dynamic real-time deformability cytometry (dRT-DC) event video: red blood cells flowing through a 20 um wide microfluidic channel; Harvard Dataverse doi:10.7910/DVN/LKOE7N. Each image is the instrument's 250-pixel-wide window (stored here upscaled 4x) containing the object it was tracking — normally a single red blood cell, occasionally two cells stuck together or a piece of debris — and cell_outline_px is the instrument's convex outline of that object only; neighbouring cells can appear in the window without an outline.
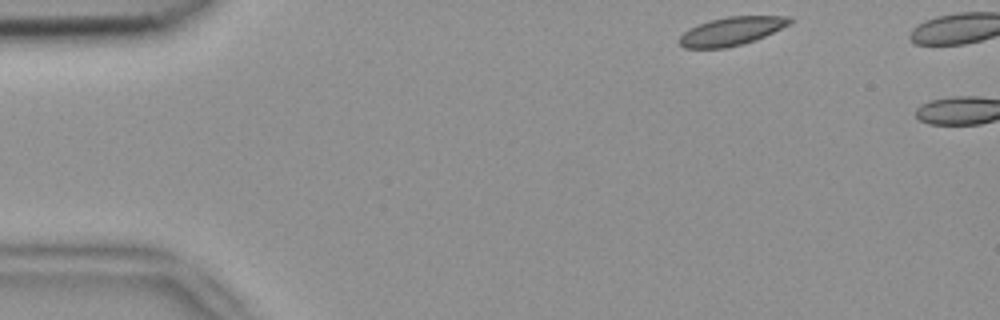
{"species": "common noctule bat (a hibernating species)", "species_latin": "Nyctalus noctula", "temperature_condition": "room temperature", "stored_images_in_passage": 2, "camera_frame_rate_fps": 3000, "um_per_image_px": 0.085, "animal": {"sex": "female", "body_mass_g": 18.4}, "frame": {"image": 1, "passage_image": 1, "time_ms": 0.0, "image_size_px": [1000, 320], "cell_outline_px": [[792, 24], [756, 40], [724, 48], [684, 48], [676, 40], [688, 28], [712, 20], [728, 16], [792, 16]], "centroid_in_image_um": [62.2, 2.65], "position_along_channel_um": 22.8, "area_um2": 18.32}}